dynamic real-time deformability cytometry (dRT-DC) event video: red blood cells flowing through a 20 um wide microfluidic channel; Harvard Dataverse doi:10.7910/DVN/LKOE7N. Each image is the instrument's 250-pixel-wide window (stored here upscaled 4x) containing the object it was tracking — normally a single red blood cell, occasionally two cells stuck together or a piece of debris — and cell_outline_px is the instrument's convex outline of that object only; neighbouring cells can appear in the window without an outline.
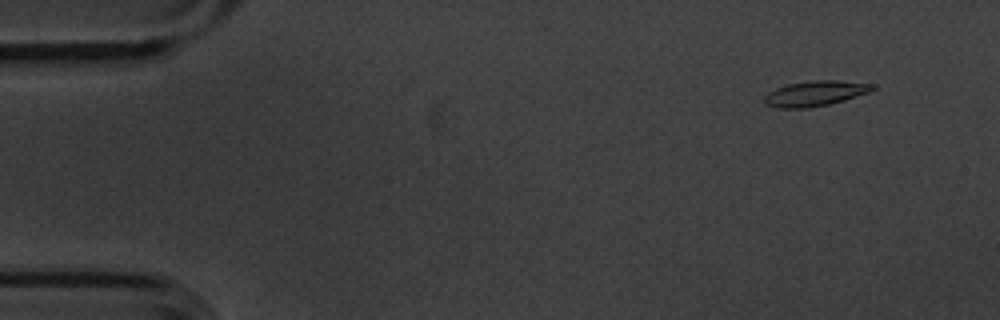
{"species": "common noctule bat (a hibernating species)", "species_latin": "Nyctalus noctula", "temperature_condition": "cold", "stored_images_in_passage": 5, "camera_frame_rate_fps": 3000, "um_per_image_px": 0.085, "animal": {"sex": "male", "body_mass_g": 20.1, "forearm_length_mm": 53.5}, "frame": {"image": 1, "passage_image": 2, "time_ms": 0.333, "image_size_px": [1000, 320], "cell_outline_px": [[876, 88], [868, 92], [844, 100], [828, 104], [808, 108], [776, 108], [764, 104], [764, 96], [768, 92], [776, 88], [788, 84], [812, 80], [836, 80], [872, 84]], "centroid_in_image_um": [69.23, 7.95], "position_along_channel_um": 15.8, "area_um2": 15.84}}
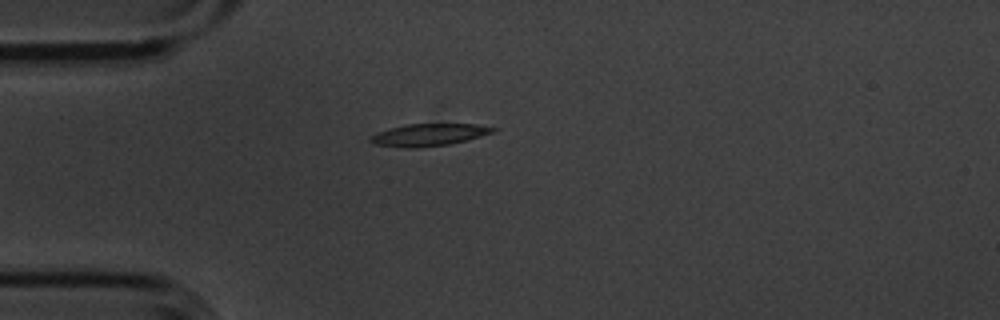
{"frame": {"image": 2, "passage_image": 5, "time_ms": 1.333, "image_size_px": [1000, 320], "cell_outline_px": [[496, 132], [468, 140], [448, 144], [416, 148], [408, 148], [376, 144], [368, 140], [376, 132], [404, 124], [476, 124], [496, 128]], "centroid_in_image_um": [36.47, 11.45], "position_along_channel_um": 48.5, "area_um2": 15.84}}